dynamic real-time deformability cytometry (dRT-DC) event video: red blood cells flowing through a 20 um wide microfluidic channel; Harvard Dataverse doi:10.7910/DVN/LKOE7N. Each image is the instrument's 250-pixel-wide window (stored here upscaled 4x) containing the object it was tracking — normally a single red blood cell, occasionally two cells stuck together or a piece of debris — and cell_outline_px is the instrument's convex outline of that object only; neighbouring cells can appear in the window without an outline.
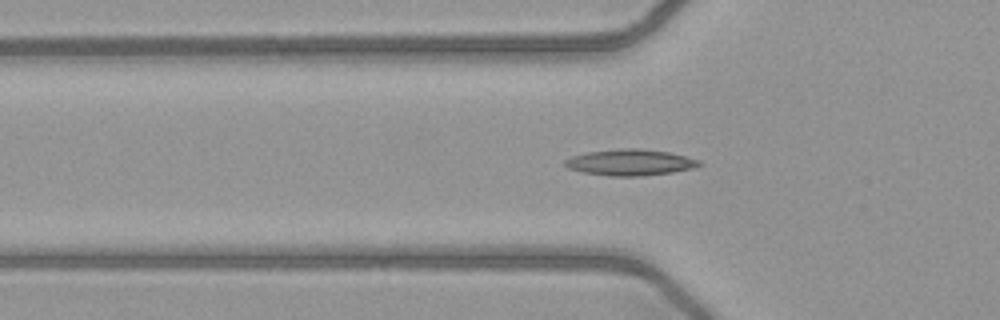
{"species": "common noctule bat (a hibernating species)", "species_latin": "Nyctalus noctula", "temperature_condition": "warm", "stored_images_in_passage": 51, "segment_of_instrument_passage": [1, 2], "camera_frame_rate_fps": 3000, "um_per_image_px": 0.085, "animal": {"sex": "female", "body_mass_g": 21.9}, "frame": {"image": 1, "passage_image": 16, "time_ms": 5.0, "image_size_px": [1000, 320], "cell_outline_px": [[704, 164], [696, 168], [672, 172], [640, 176], [608, 176], [584, 172], [568, 168], [564, 164], [564, 160], [572, 156], [588, 152], [620, 148], [636, 148], [668, 152], [700, 160]], "centroid_in_image_um": [53.59, 13.8], "position_along_channel_um": 72.2, "area_um2": 20.46}}
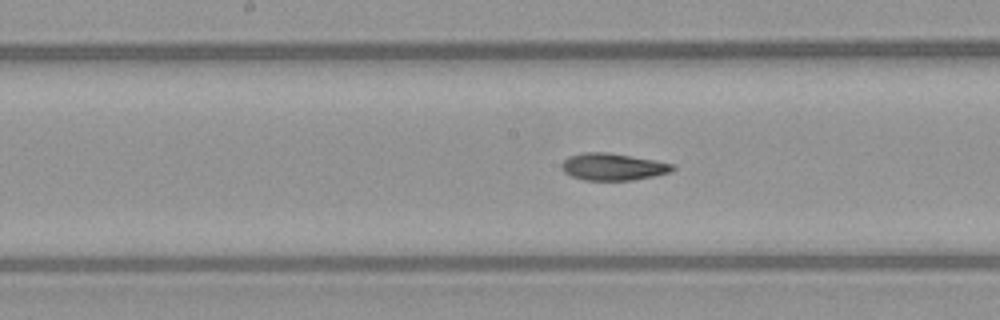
{"frame": {"image": 2, "passage_image": 25, "time_ms": 8.0, "image_size_px": [1000, 320], "cell_outline_px": [[676, 168], [672, 172], [632, 180], [584, 180], [572, 176], [564, 172], [560, 168], [560, 164], [568, 156], [584, 152], [604, 152], [656, 160], [676, 164]], "centroid_in_image_um": [52.1, 14.17], "position_along_channel_um": 196.1, "area_um2": 17.57}}
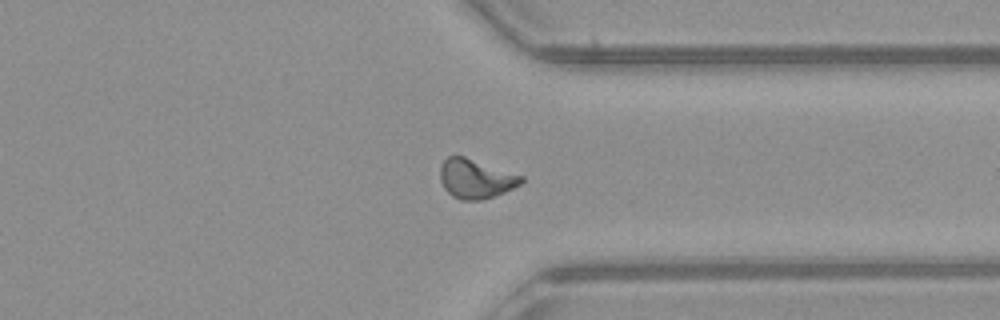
{"frame": {"image": 3, "passage_image": 38, "time_ms": 12.333, "image_size_px": [1000, 320], "cell_outline_px": [[524, 180], [520, 184], [504, 192], [480, 200], [460, 200], [452, 196], [444, 188], [440, 180], [440, 164], [448, 156], [464, 156], [524, 176]], "centroid_in_image_um": [40.41, 15.18], "position_along_channel_um": 371.0, "area_um2": 18.5}}